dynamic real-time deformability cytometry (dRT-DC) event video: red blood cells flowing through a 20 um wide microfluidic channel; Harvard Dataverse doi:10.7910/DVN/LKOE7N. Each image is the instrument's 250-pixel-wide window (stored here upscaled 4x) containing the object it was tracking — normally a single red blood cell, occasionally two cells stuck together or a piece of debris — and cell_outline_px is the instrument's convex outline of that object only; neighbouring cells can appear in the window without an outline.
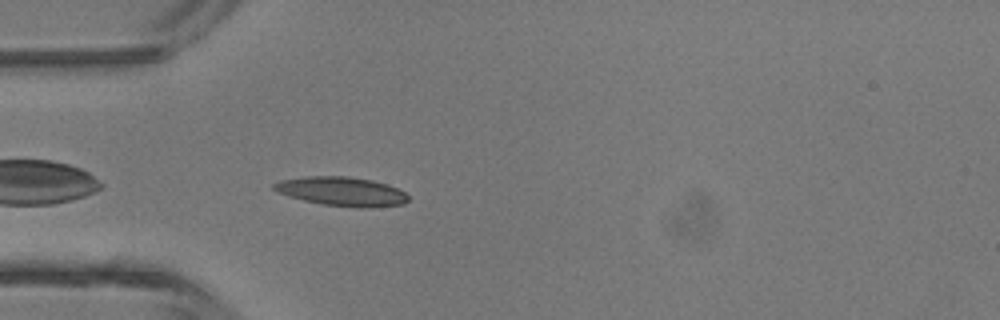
{"species": "common noctule bat (a hibernating species)", "species_latin": "Nyctalus noctula", "temperature_condition": "room temperature", "stored_images_in_passage": 4, "camera_frame_rate_fps": 3000, "um_per_image_px": 0.085, "animal": {"sex": "male", "body_mass_g": 13.3}, "frame": {"image": 1, "passage_image": 4, "time_ms": 3.333, "image_size_px": [1000, 320], "cell_outline_px": [[408, 200], [404, 204], [364, 208], [360, 208], [324, 204], [304, 200], [288, 196], [272, 188], [272, 184], [280, 180], [304, 176], [348, 176], [372, 180], [388, 184], [404, 192], [408, 196]], "centroid_in_image_um": [29.05, 16.26], "position_along_channel_um": 56.0, "area_um2": 22.66}}